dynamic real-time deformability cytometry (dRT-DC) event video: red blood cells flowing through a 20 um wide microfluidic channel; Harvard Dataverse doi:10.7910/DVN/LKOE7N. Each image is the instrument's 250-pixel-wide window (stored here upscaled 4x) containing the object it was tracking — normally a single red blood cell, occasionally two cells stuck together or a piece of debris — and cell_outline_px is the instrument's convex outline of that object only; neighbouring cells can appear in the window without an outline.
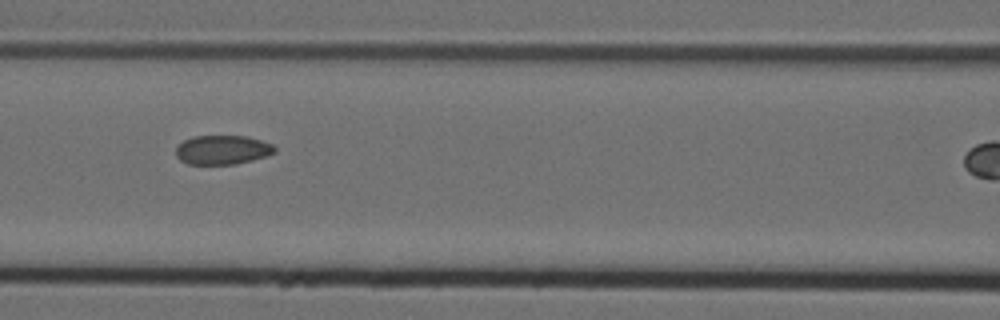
{"species": "Egyptian fruit bat (a non-hibernating species)", "species_latin": "Rousettus aegyptiacus", "temperature_condition": "cold", "stored_images_in_passage": 8, "camera_frame_rate_fps": 3000, "um_per_image_px": 0.085, "animal": {"sex": "female"}, "frame": {"image": 1, "passage_image": 7, "time_ms": 2.0, "image_size_px": [1000, 320], "cell_outline_px": [[276, 152], [268, 156], [236, 164], [188, 164], [180, 160], [176, 156], [176, 148], [184, 140], [192, 136], [248, 136], [272, 144], [276, 148]], "centroid_in_image_um": [18.93, 12.74], "position_along_channel_um": 147.7, "area_um2": 16.88}}